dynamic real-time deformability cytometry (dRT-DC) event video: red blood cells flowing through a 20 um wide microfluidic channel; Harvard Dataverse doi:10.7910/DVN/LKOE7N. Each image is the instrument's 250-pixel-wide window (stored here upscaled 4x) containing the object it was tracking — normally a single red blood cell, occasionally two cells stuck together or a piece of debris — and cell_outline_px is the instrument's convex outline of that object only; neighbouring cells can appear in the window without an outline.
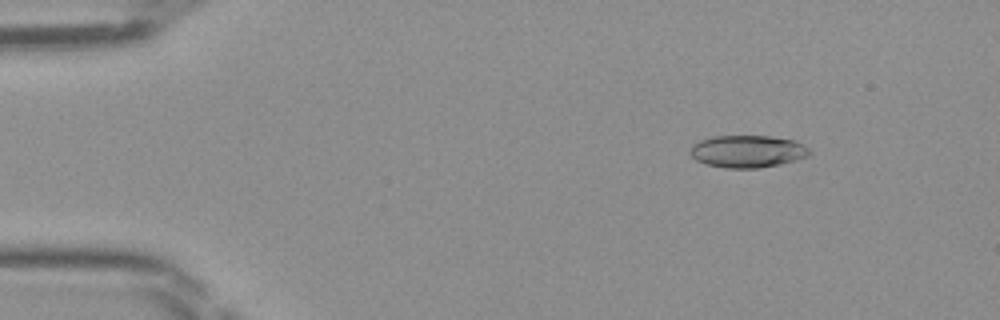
{"species": "Egyptian fruit bat (a non-hibernating species)", "species_latin": "Rousettus aegyptiacus", "temperature_condition": "room temperature", "stored_images_in_passage": 47, "camera_frame_rate_fps": 3000, "um_per_image_px": 0.085, "frame": {"image": 1, "passage_image": 6, "time_ms": 1.667, "image_size_px": [1000, 320], "cell_outline_px": [[812, 152], [808, 156], [796, 160], [780, 164], [756, 168], [724, 168], [708, 164], [696, 160], [688, 152], [688, 148], [692, 144], [700, 140], [712, 136], [772, 136], [792, 140], [804, 144]], "centroid_in_image_um": [63.52, 12.86], "position_along_channel_um": 21.5, "area_um2": 22.6}}
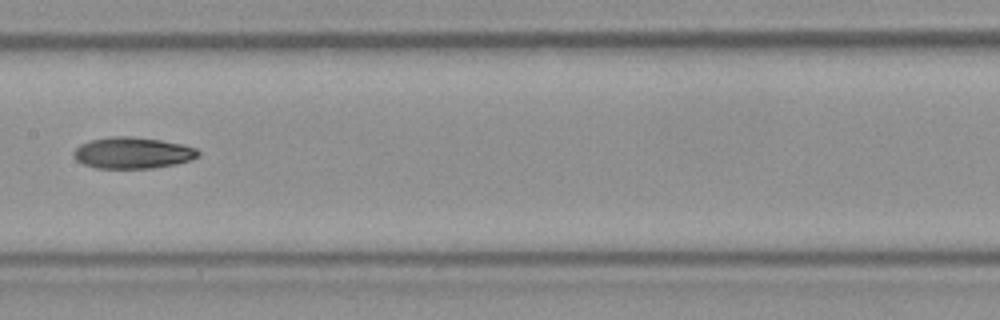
{"frame": {"image": 2, "passage_image": 24, "time_ms": 7.667, "image_size_px": [1000, 320], "cell_outline_px": [[200, 156], [192, 160], [176, 164], [152, 168], [96, 168], [84, 164], [76, 160], [72, 156], [72, 152], [80, 144], [92, 140], [112, 136], [132, 136], [160, 140], [184, 144], [196, 148], [200, 152]], "centroid_in_image_um": [11.29, 12.99], "position_along_channel_um": 196.1, "area_um2": 22.95}}
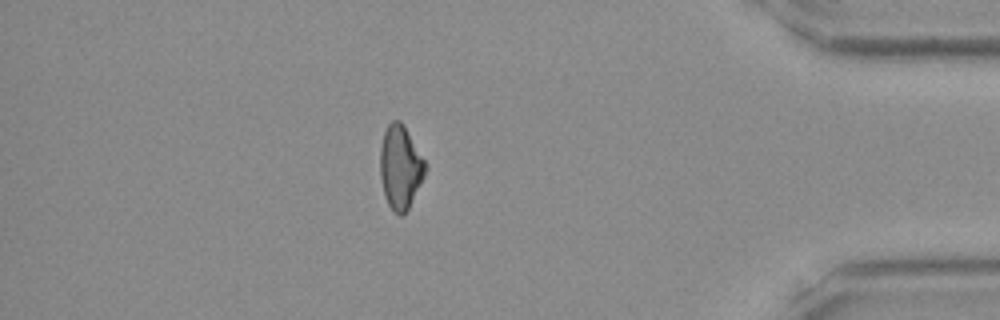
{"frame": {"image": 3, "passage_image": 41, "time_ms": 13.333, "image_size_px": [1000, 320], "cell_outline_px": [[428, 168], [408, 208], [400, 216], [392, 212], [384, 196], [380, 176], [380, 148], [384, 132], [388, 124], [392, 120], [400, 120], [404, 124], [428, 164]], "centroid_in_image_um": [34.03, 14.18], "position_along_channel_um": 401.2, "area_um2": 22.25}}